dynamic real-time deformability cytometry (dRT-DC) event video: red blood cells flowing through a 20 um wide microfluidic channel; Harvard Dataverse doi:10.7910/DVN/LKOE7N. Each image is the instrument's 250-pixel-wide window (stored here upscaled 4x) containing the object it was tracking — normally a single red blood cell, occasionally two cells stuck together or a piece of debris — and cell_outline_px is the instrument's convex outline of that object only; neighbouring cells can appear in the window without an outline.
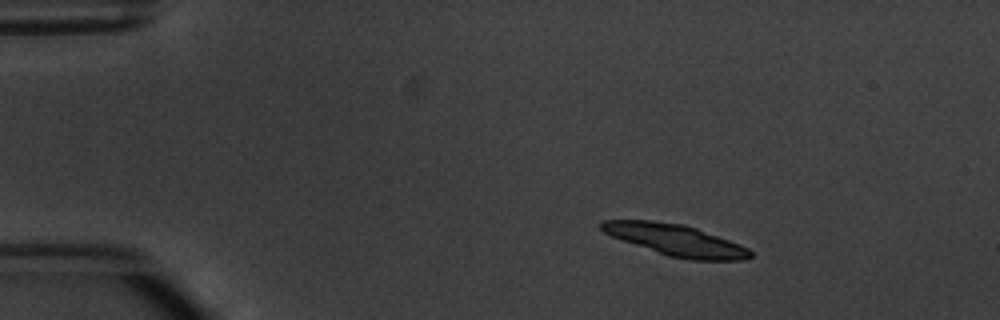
{"species": "common noctule bat (a hibernating species)", "species_latin": "Nyctalus noctula", "temperature_condition": "warm", "stored_images_in_passage": 3, "camera_frame_rate_fps": 3000, "um_per_image_px": 0.085, "animal": {"sex": "male", "body_mass_g": 20.1, "forearm_length_mm": 53.5}, "frame": {"image": 1, "passage_image": 1, "time_ms": 0.0, "image_size_px": [1000, 320], "cell_outline_px": [[752, 256], [744, 260], [688, 260], [668, 256], [612, 236], [604, 232], [596, 224], [600, 220], [652, 220], [684, 224], [696, 228], [728, 240], [748, 248], [752, 252]], "centroid_in_image_um": [57.4, 20.4], "position_along_channel_um": 27.6, "area_um2": 27.05}}
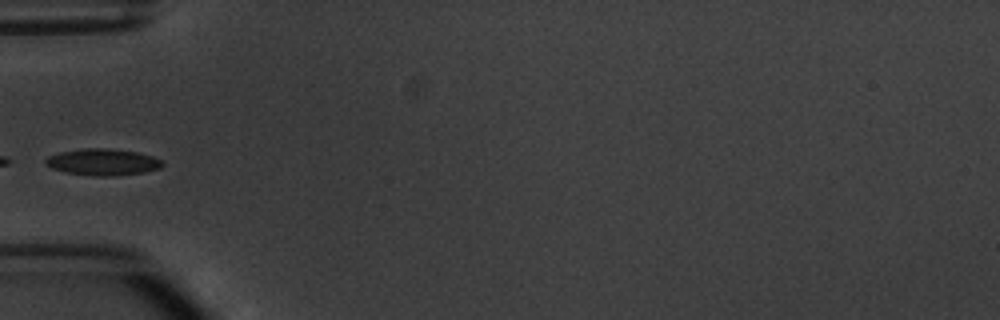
{"frame": {"image": 2, "passage_image": 3, "time_ms": 3.333, "image_size_px": [1000, 320], "cell_outline_px": [[164, 164], [160, 168], [144, 172], [116, 176], [96, 176], [64, 172], [52, 168], [44, 164], [44, 160], [48, 156], [60, 152], [84, 148], [108, 148], [136, 152], [152, 156], [164, 160]], "centroid_in_image_um": [8.74, 13.78], "position_along_channel_um": 76.3, "area_um2": 18.21}}